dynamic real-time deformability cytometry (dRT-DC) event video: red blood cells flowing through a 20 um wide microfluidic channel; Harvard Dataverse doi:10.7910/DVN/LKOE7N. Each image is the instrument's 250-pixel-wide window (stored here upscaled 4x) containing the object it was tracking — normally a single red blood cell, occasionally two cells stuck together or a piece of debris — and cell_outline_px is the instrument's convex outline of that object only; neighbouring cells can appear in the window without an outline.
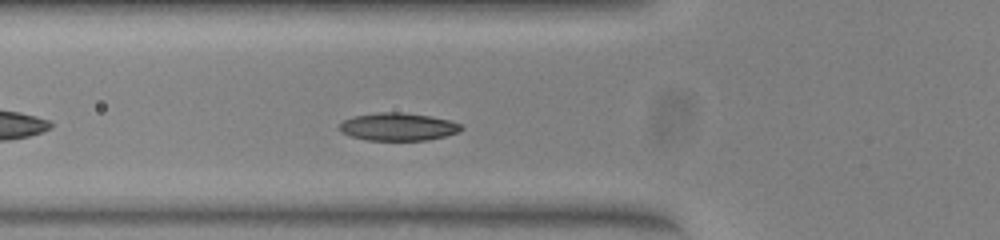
{"species": "common noctule bat (a hibernating species)", "species_latin": "Nyctalus noctula", "temperature_condition": "warm", "stored_images_in_passage": 43, "camera_frame_rate_fps": 3000, "um_per_image_px": 0.085, "animal": {"sex": "female", "body_mass_g": 23.0, "forearm_length_mm": 53.4}, "frame": {"image": 1, "passage_image": 7, "time_ms": 2.0, "image_size_px": [1000, 240], "cell_outline_px": [[464, 128], [460, 132], [428, 140], [368, 140], [352, 136], [340, 132], [340, 124], [344, 120], [352, 116], [380, 112], [400, 112], [432, 116], [448, 120], [460, 124]], "centroid_in_image_um": [33.85, 10.77], "position_along_channel_um": 92.0, "area_um2": 19.65}}
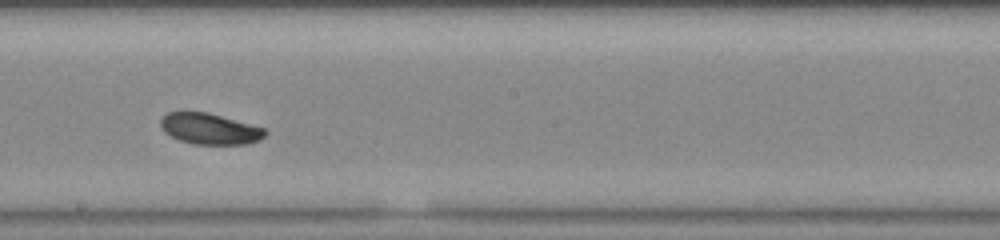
{"frame": {"image": 2, "passage_image": 18, "time_ms": 5.667, "image_size_px": [1000, 240], "cell_outline_px": [[268, 132], [264, 136], [248, 144], [196, 144], [180, 140], [164, 132], [160, 128], [160, 120], [168, 112], [208, 112], [264, 128]], "centroid_in_image_um": [17.8, 10.94], "position_along_channel_um": 230.4, "area_um2": 18.67}}
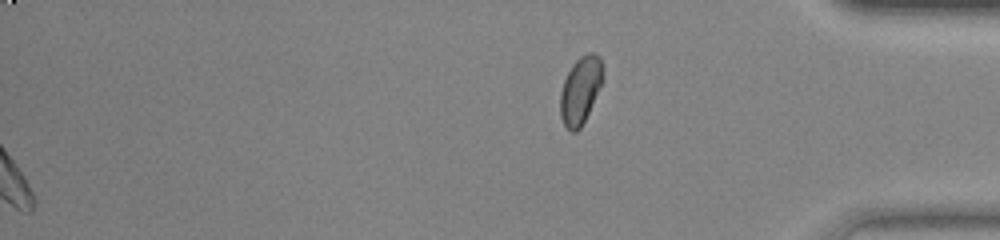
{"frame": {"image": 3, "passage_image": 43, "time_ms": 14.0, "image_size_px": [1000, 240], "cell_outline_px": [[604, 80], [580, 128], [576, 132], [572, 132], [564, 124], [560, 116], [560, 92], [564, 80], [572, 64], [580, 56], [588, 52], [592, 52], [600, 56]], "centroid_in_image_um": [49.34, 7.64], "position_along_channel_um": 385.9, "area_um2": 16.65}, "authors_computed_cell_mechanics": {"area_um2": 19.5942, "velocity_mm_per_s": 3.7772, "shape_relaxation_time_tau1_ms": 1.392, "shape_relaxation_time_tau2_ms": null, "deformation_change_tau1": 0.0692, "deformation_change_tau2": null}}